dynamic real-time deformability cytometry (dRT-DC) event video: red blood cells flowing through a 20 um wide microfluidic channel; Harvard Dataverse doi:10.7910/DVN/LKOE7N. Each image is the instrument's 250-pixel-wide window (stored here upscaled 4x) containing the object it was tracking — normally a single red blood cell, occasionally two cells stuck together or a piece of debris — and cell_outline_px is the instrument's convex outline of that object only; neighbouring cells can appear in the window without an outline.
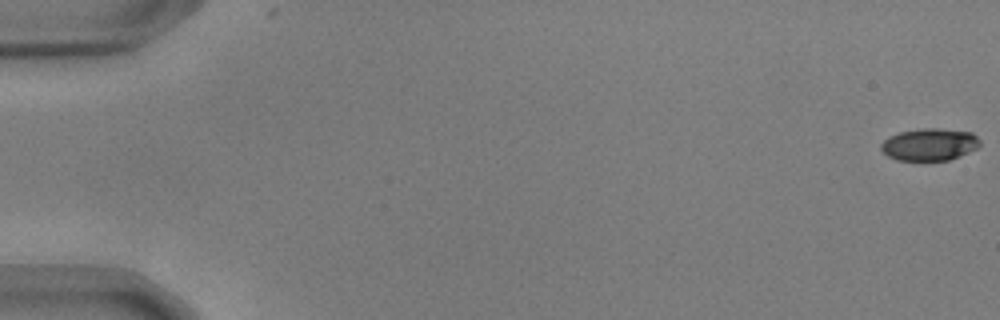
{"species": "common noctule bat (a hibernating species)", "species_latin": "Nyctalus noctula", "temperature_condition": "warm", "stored_images_in_passage": 22, "camera_frame_rate_fps": 3000, "um_per_image_px": 0.085, "animal": {"sex": "male", "body_mass_g": 17.9, "forearm_length_mm": 54.2}, "frame": {"image": 1, "passage_image": 1, "time_ms": 0.0, "image_size_px": [1000, 320], "cell_outline_px": [[980, 144], [976, 148], [960, 156], [948, 160], [896, 160], [888, 156], [880, 148], [880, 144], [888, 136], [900, 132], [924, 128], [940, 128], [972, 132], [980, 140]], "centroid_in_image_um": [79.0, 12.27], "position_along_channel_um": 6.0, "area_um2": 18.55}}
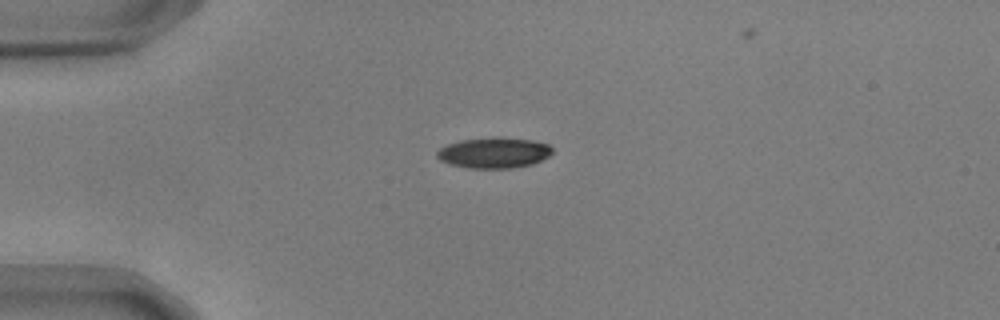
{"frame": {"image": 2, "passage_image": 15, "time_ms": 4.667, "image_size_px": [1000, 320], "cell_outline_px": [[552, 152], [548, 156], [532, 164], [512, 168], [468, 168], [448, 164], [440, 160], [436, 156], [436, 152], [440, 148], [448, 144], [460, 140], [492, 136], [500, 136], [532, 140], [548, 144], [552, 148]], "centroid_in_image_um": [41.96, 12.97], "position_along_channel_um": 43.0, "area_um2": 20.87}}
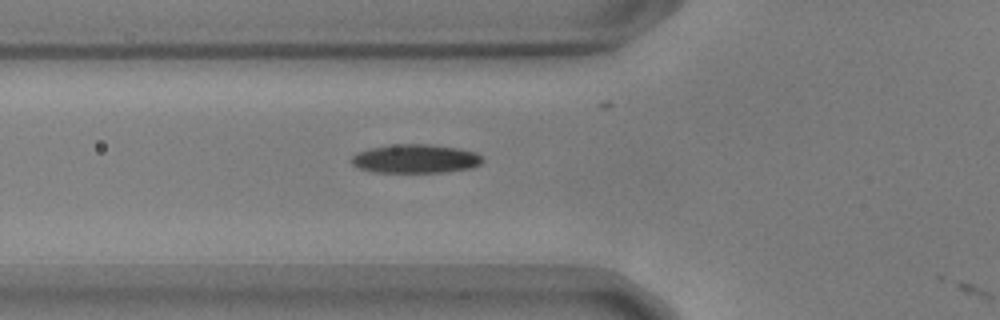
{"frame": {"image": 3, "passage_image": 21, "time_ms": 6.667, "image_size_px": [1000, 320], "cell_outline_px": [[484, 160], [480, 164], [472, 168], [444, 172], [372, 172], [360, 168], [352, 164], [352, 156], [356, 152], [372, 148], [392, 144], [432, 144], [460, 148], [476, 152]], "centroid_in_image_um": [35.34, 13.49], "position_along_channel_um": 90.5, "area_um2": 22.08}}